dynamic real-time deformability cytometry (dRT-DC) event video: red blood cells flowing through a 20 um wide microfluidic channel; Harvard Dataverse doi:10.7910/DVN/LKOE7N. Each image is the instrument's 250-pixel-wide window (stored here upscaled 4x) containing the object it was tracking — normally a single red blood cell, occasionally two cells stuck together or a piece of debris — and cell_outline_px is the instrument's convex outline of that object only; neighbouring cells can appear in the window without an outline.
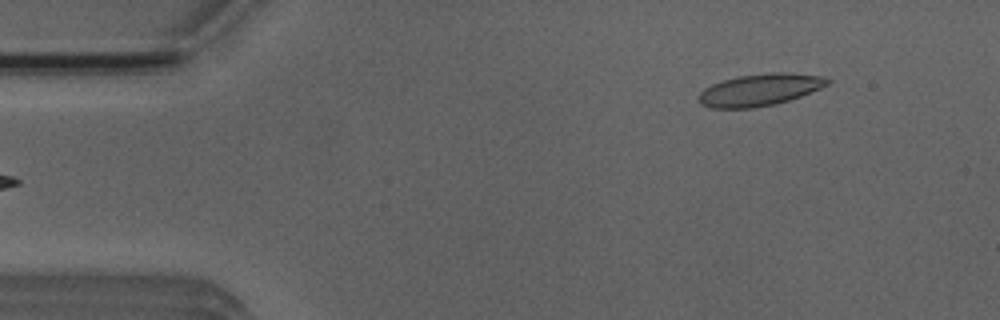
{"species": "Egyptian fruit bat (a non-hibernating species)", "species_latin": "Rousettus aegyptiacus", "temperature_condition": "room temperature", "stored_images_in_passage": 4, "camera_frame_rate_fps": 3000, "um_per_image_px": 0.085, "animal": {"sex": "male"}, "frame": {"image": 1, "passage_image": 1, "time_ms": 0.0, "image_size_px": [1000, 320], "cell_outline_px": [[832, 80], [828, 84], [820, 88], [800, 96], [776, 104], [752, 108], [708, 108], [700, 104], [700, 92], [704, 88], [712, 84], [736, 76], [772, 72], [780, 72], [820, 76]], "centroid_in_image_um": [64.55, 7.64], "position_along_channel_um": 20.4, "area_um2": 23.81}}
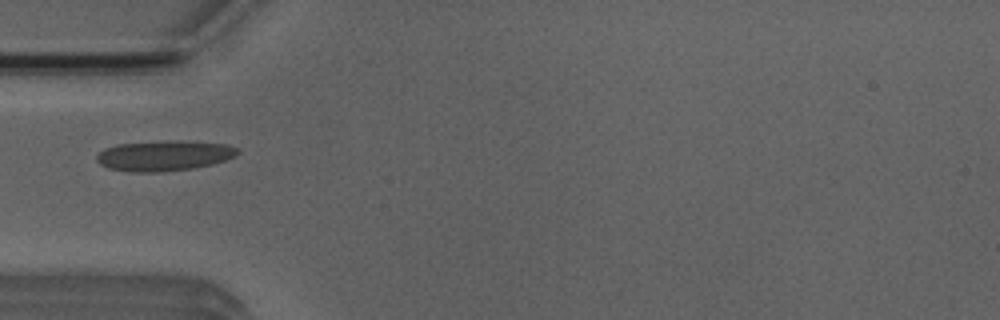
{"frame": {"image": 2, "passage_image": 4, "time_ms": 3.333, "image_size_px": [1000, 320], "cell_outline_px": [[240, 152], [236, 156], [212, 164], [192, 168], [164, 172], [128, 172], [108, 168], [100, 164], [96, 160], [96, 156], [104, 148], [120, 144], [160, 140], [176, 140], [228, 144], [240, 148]], "centroid_in_image_um": [13.96, 13.22], "position_along_channel_um": 71.0, "area_um2": 25.26}}